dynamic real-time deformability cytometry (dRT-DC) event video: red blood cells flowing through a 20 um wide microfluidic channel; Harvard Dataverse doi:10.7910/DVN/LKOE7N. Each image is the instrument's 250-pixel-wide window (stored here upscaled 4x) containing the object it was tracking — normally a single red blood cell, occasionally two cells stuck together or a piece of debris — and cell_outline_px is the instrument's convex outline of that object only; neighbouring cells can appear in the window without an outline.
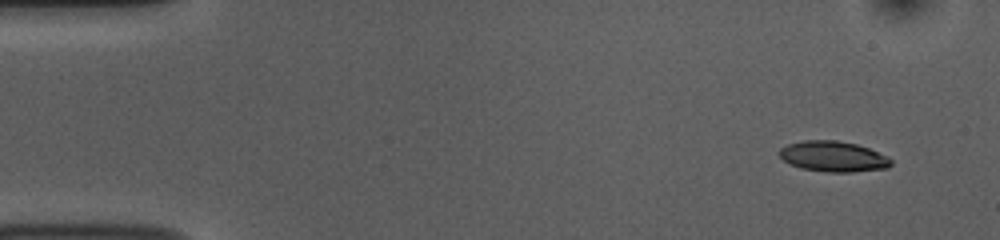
{"species": "common noctule bat (a hibernating species)", "species_latin": "Nyctalus noctula", "temperature_condition": "room temperature", "stored_images_in_passage": 50, "camera_frame_rate_fps": 3000, "um_per_image_px": 0.085, "animal": {"sex": "female", "body_mass_g": 10.0, "forearm_length_mm": 53.1}, "frame": {"image": 1, "passage_image": 1, "time_ms": 0.0, "image_size_px": [1000, 240], "cell_outline_px": [[892, 164], [888, 168], [852, 172], [828, 172], [800, 168], [784, 160], [780, 156], [780, 148], [788, 144], [804, 140], [836, 140], [856, 144], [868, 148], [888, 156], [892, 160]], "centroid_in_image_um": [70.85, 13.3], "position_along_channel_um": 14.1, "area_um2": 19.83}}
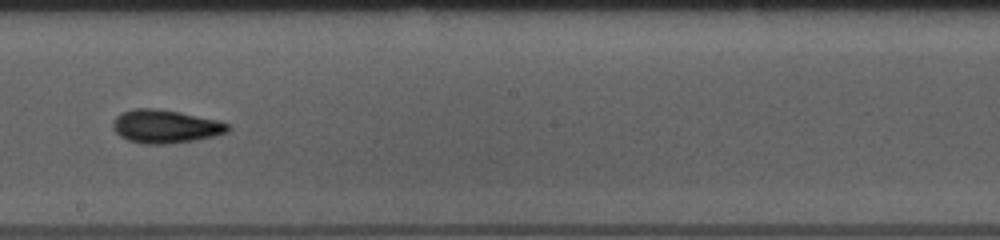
{"frame": {"image": 2, "passage_image": 27, "time_ms": 8.667, "image_size_px": [1000, 240], "cell_outline_px": [[232, 128], [228, 132], [216, 136], [192, 140], [164, 144], [144, 144], [128, 140], [120, 136], [112, 128], [112, 120], [120, 112], [132, 108], [152, 108], [180, 112], [216, 120], [228, 124]], "centroid_in_image_um": [14.02, 10.74], "position_along_channel_um": 234.2, "area_um2": 22.37}}
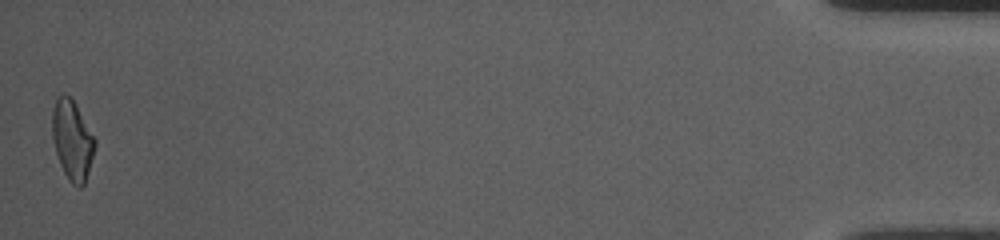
{"frame": {"image": 3, "passage_image": 50, "time_ms": 16.333, "image_size_px": [1000, 240], "cell_outline_px": [[96, 144], [84, 184], [80, 188], [72, 184], [68, 180], [60, 164], [56, 152], [52, 136], [52, 108], [56, 96], [68, 96], [76, 104], [96, 140]], "centroid_in_image_um": [6.13, 11.9], "position_along_channel_um": 429.1, "area_um2": 19.59}, "authors_computed_cell_mechanics": {"area_um2": 20.4612, "velocity_mm_per_s": 3.7573, "shape_relaxation_time_tau1_ms": 2.9835, "shape_relaxation_time_tau2_ms": 2.2296, "deformation_change_tau1": 0.1508, "deformation_change_tau2": 0.0989}}